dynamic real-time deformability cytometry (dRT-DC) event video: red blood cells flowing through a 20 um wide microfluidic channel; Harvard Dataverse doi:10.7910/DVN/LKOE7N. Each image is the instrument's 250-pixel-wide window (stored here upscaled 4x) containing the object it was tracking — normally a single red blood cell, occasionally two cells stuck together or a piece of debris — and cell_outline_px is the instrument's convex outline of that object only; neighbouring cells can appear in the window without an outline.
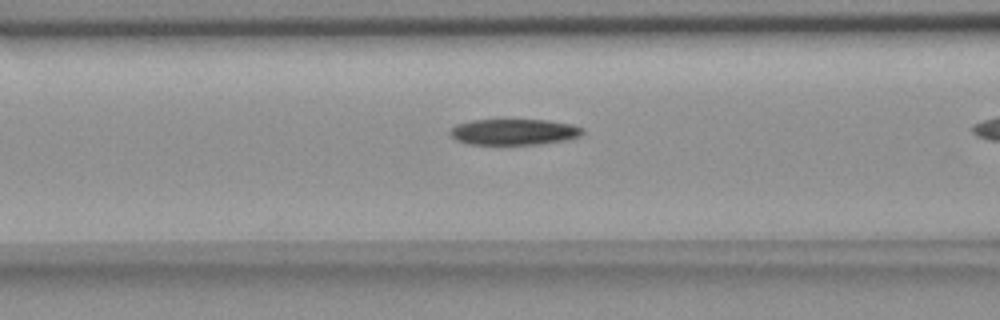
{"species": "common noctule bat (a hibernating species)", "species_latin": "Nyctalus noctula", "temperature_condition": "room temperature", "stored_images_in_passage": 30, "camera_frame_rate_fps": 3000, "um_per_image_px": 0.085, "animal": {"sex": "female", "body_mass_g": 18.4}, "frame": {"image": 1, "passage_image": 9, "time_ms": 2.667, "image_size_px": [1000, 320], "cell_outline_px": [[584, 132], [580, 136], [564, 140], [540, 144], [468, 144], [456, 140], [448, 136], [448, 132], [456, 124], [472, 120], [500, 116], [548, 120], [572, 124], [584, 128]], "centroid_in_image_um": [43.63, 11.15], "position_along_channel_um": 123.0, "area_um2": 21.27}}
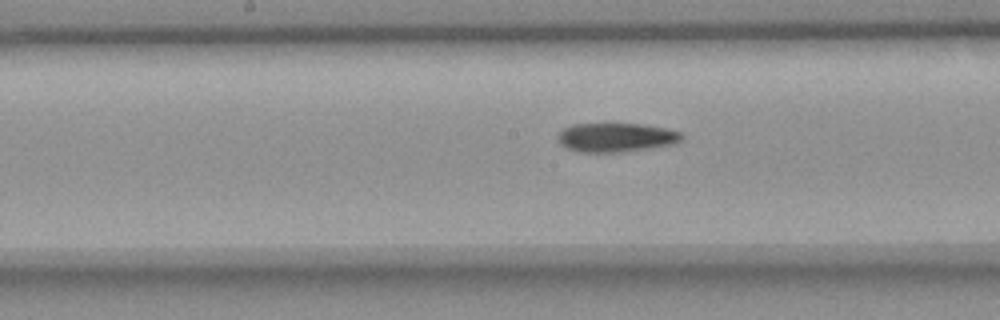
{"frame": {"image": 2, "passage_image": 15, "time_ms": 4.667, "image_size_px": [1000, 320], "cell_outline_px": [[684, 136], [680, 140], [672, 144], [648, 148], [620, 152], [576, 152], [560, 144], [556, 140], [556, 136], [564, 128], [572, 124], [644, 124], [668, 128], [680, 132]], "centroid_in_image_um": [52.33, 11.67], "position_along_channel_um": 195.9, "area_um2": 20.98}}
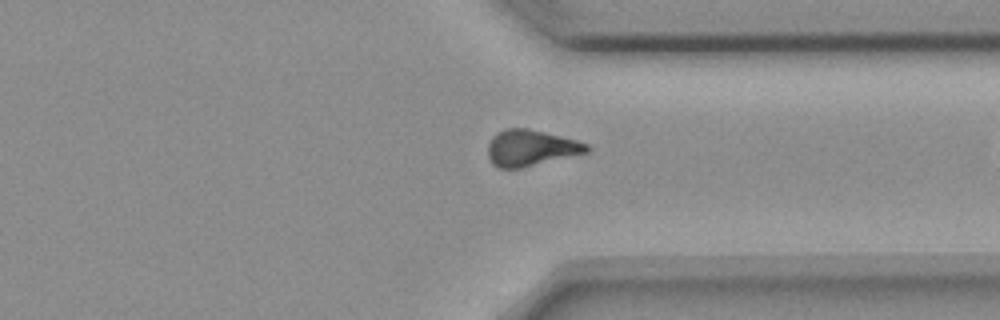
{"frame": {"image": 3, "passage_image": 29, "time_ms": 9.333, "image_size_px": [1000, 320], "cell_outline_px": [[592, 148], [588, 152], [520, 168], [496, 168], [492, 164], [488, 156], [488, 144], [492, 136], [496, 132], [504, 128], [528, 128], [576, 140], [588, 144]], "centroid_in_image_um": [45.09, 12.57], "position_along_channel_um": 366.3, "area_um2": 20.87}}